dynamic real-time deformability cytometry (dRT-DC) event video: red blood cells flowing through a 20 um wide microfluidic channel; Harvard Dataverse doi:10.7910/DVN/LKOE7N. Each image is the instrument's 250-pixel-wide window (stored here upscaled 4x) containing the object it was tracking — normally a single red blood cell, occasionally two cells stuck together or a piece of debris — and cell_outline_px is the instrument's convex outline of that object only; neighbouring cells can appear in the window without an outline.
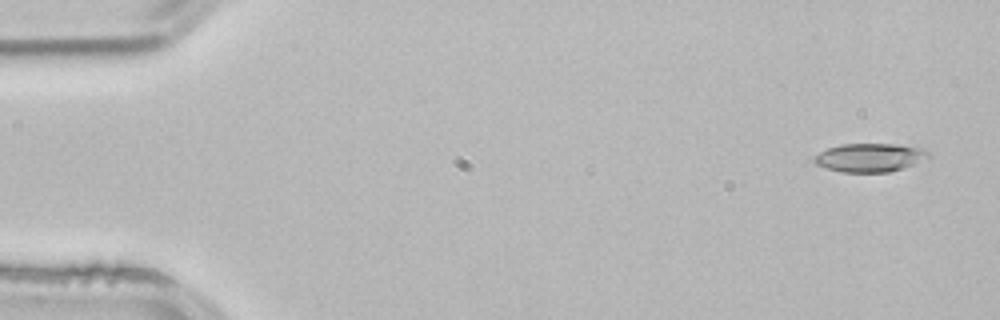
{"species": "common noctule bat (a hibernating species)", "species_latin": "Nyctalus noctula", "temperature_condition": "room temperature", "stored_images_in_passage": 3, "camera_frame_rate_fps": 3000, "um_per_image_px": 0.085, "animal": {"sex": "male", "body_mass_g": 21.5, "forearm_length_mm": 52.0}, "frame": {"image": 1, "passage_image": 1, "time_ms": 0.0, "image_size_px": [1000, 320], "cell_outline_px": [[928, 156], [912, 164], [888, 172], [840, 172], [816, 164], [812, 160], [812, 156], [828, 148], [840, 144], [896, 144], [924, 148], [928, 152]], "centroid_in_image_um": [73.86, 13.38], "position_along_channel_um": 11.1, "area_um2": 18.73}}
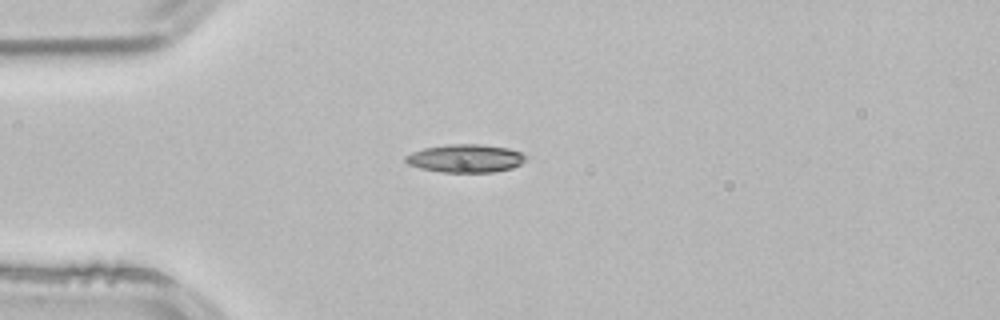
{"frame": {"image": 2, "passage_image": 3, "time_ms": 0.667, "image_size_px": [1000, 320], "cell_outline_px": [[528, 156], [520, 164], [512, 168], [492, 172], [440, 172], [420, 168], [408, 164], [404, 160], [404, 156], [412, 152], [424, 148], [448, 144], [484, 144], [508, 148], [520, 152]], "centroid_in_image_um": [39.55, 13.45], "position_along_channel_um": 45.4, "area_um2": 19.77}}